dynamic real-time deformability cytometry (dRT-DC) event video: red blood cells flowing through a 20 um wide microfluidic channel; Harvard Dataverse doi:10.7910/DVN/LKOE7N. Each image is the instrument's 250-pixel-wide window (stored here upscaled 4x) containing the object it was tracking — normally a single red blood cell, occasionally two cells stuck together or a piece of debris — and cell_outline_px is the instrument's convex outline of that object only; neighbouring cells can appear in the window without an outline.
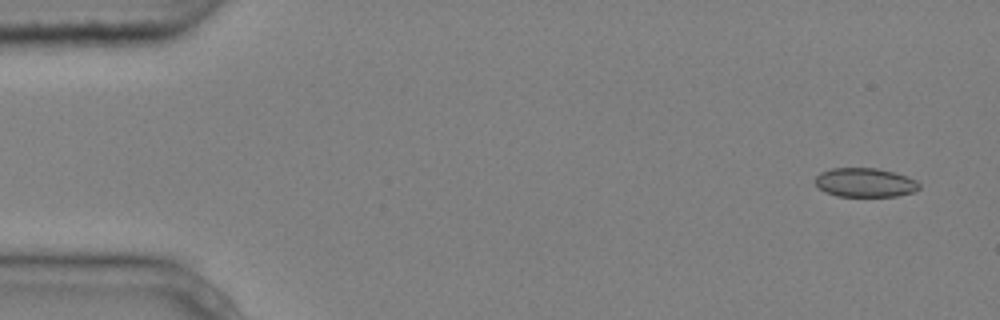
{"species": "common noctule bat (a hibernating species)", "species_latin": "Nyctalus noctula", "temperature_condition": "cold", "stored_images_in_passage": 5, "camera_frame_rate_fps": 3000, "um_per_image_px": 0.085, "animal": {"sex": "male", "body_mass_g": 20.4}, "frame": {"image": 1, "passage_image": 1, "time_ms": 0.0, "image_size_px": [1000, 320], "cell_outline_px": [[920, 188], [916, 192], [896, 196], [836, 196], [824, 192], [812, 180], [820, 172], [832, 168], [876, 168], [896, 172], [916, 180], [920, 184]], "centroid_in_image_um": [73.53, 15.51], "position_along_channel_um": 11.5, "area_um2": 17.86}}